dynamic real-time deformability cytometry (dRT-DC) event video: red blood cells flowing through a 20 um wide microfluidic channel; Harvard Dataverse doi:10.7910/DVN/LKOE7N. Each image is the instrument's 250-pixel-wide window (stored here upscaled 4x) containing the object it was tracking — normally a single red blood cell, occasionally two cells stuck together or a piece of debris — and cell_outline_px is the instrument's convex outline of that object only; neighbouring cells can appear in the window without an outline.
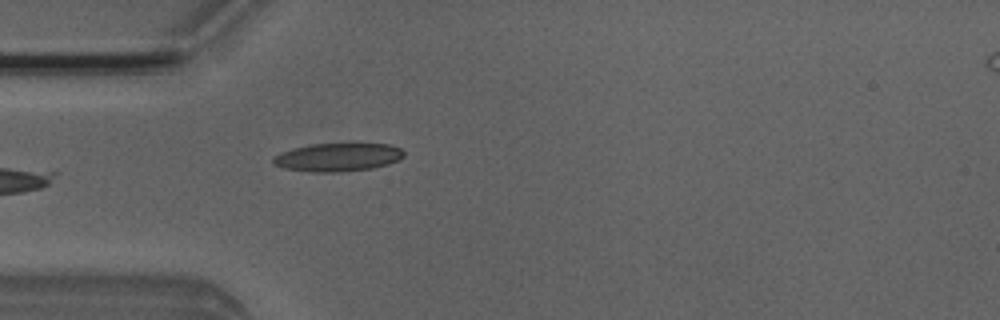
{"species": "Egyptian fruit bat (a non-hibernating species)", "species_latin": "Rousettus aegyptiacus", "temperature_condition": "room temperature", "stored_images_in_passage": 24, "camera_frame_rate_fps": 3000, "um_per_image_px": 0.085, "animal": {"sex": "male"}, "frame": {"image": 1, "passage_image": 1, "time_ms": 0.0, "image_size_px": [1000, 320], "cell_outline_px": [[404, 156], [400, 160], [388, 164], [372, 168], [340, 172], [312, 172], [284, 168], [272, 164], [272, 156], [280, 152], [312, 144], [352, 140], [392, 144], [400, 148], [404, 152]], "centroid_in_image_um": [28.78, 13.3], "position_along_channel_um": 56.2, "area_um2": 22.72}}